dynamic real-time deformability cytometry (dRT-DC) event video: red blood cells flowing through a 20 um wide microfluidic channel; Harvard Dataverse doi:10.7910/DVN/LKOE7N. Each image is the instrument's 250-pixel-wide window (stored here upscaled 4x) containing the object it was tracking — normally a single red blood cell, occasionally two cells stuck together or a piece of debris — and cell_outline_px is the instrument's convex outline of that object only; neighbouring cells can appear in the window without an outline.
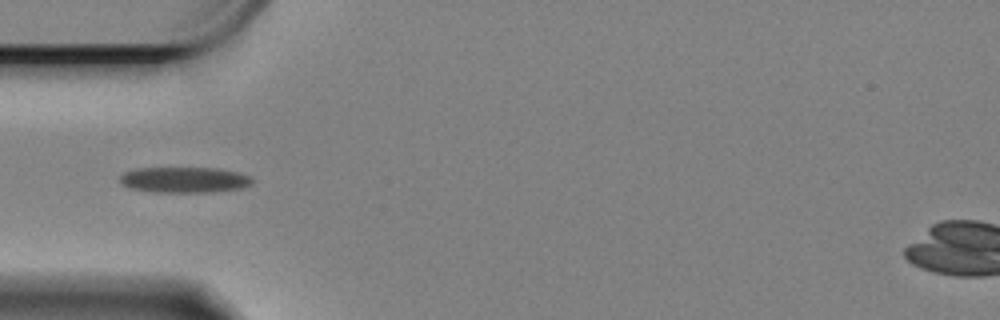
{"species": "Egyptian fruit bat (a non-hibernating species)", "species_latin": "Rousettus aegyptiacus", "temperature_condition": "cold", "stored_images_in_passage": 16, "camera_frame_rate_fps": 3000, "um_per_image_px": 0.085, "animal": {"sex": "female"}, "frame": {"image": 1, "passage_image": 1, "time_ms": 0.0, "image_size_px": [1000, 320], "cell_outline_px": [[252, 184], [240, 188], [208, 192], [156, 192], [132, 188], [124, 184], [120, 180], [120, 176], [124, 172], [136, 168], [220, 168], [240, 172], [252, 176]], "centroid_in_image_um": [15.72, 15.27], "position_along_channel_um": 69.3, "area_um2": 19.77}}
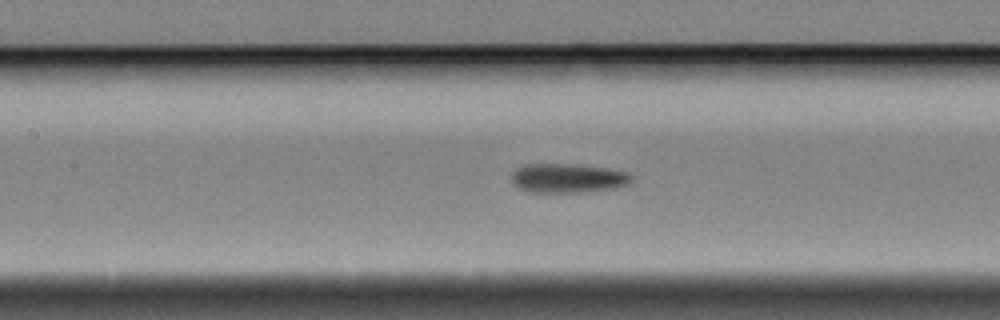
{"frame": {"image": 2, "passage_image": 9, "time_ms": 2.667, "image_size_px": [1000, 320], "cell_outline_px": [[632, 180], [628, 184], [612, 188], [580, 192], [528, 192], [512, 184], [512, 172], [516, 168], [524, 164], [580, 164], [608, 168], [628, 172], [632, 176]], "centroid_in_image_um": [48.24, 15.13], "position_along_channel_um": 159.2, "area_um2": 20.52}}
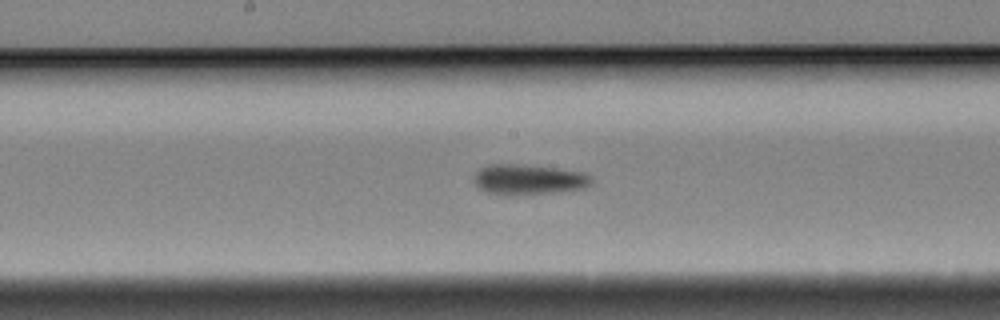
{"frame": {"image": 3, "passage_image": 13, "time_ms": 4.0, "image_size_px": [1000, 320], "cell_outline_px": [[592, 184], [584, 188], [552, 192], [512, 196], [484, 192], [472, 180], [476, 172], [480, 168], [488, 164], [516, 164], [552, 168], [584, 172], [592, 176]], "centroid_in_image_um": [44.9, 15.27], "position_along_channel_um": 203.3, "area_um2": 20.81}}